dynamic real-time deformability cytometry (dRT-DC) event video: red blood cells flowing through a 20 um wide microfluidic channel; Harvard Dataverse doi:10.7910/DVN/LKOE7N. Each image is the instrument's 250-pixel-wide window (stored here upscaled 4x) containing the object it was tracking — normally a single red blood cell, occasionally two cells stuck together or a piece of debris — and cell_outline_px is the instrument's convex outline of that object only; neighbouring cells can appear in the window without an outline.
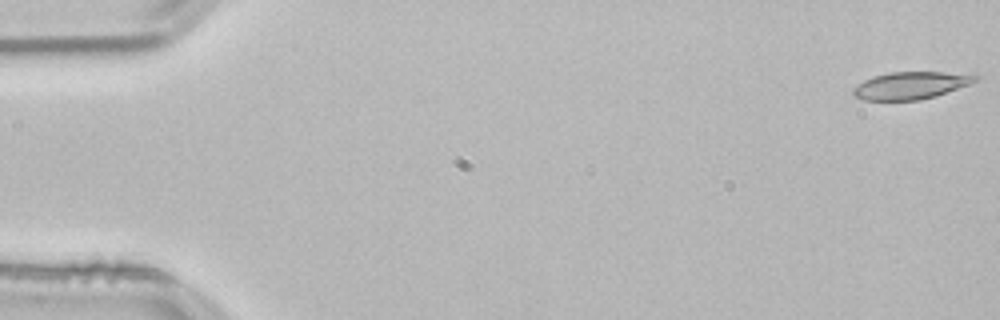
{"species": "common noctule bat (a hibernating species)", "species_latin": "Nyctalus noctula", "temperature_condition": "room temperature", "stored_images_in_passage": 53, "camera_frame_rate_fps": 3000, "um_per_image_px": 0.085, "animal": {"sex": "male", "body_mass_g": 21.5, "forearm_length_mm": 52.0}, "frame": {"image": 1, "passage_image": 1, "time_ms": 0.0, "image_size_px": [1000, 320], "cell_outline_px": [[980, 80], [936, 96], [920, 100], [864, 100], [856, 96], [852, 92], [852, 88], [864, 80], [872, 76], [892, 72], [972, 72], [980, 76]], "centroid_in_image_um": [77.5, 7.24], "position_along_channel_um": 7.5, "area_um2": 19.77}}
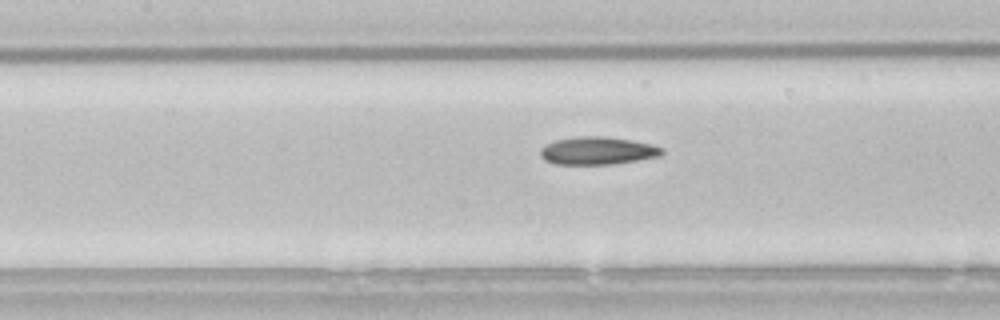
{"frame": {"image": 2, "passage_image": 24, "time_ms": 7.667, "image_size_px": [1000, 320], "cell_outline_px": [[664, 152], [660, 156], [612, 164], [556, 164], [544, 160], [540, 156], [540, 148], [556, 140], [580, 136], [604, 136], [632, 140], [652, 144], [664, 148]], "centroid_in_image_um": [50.81, 12.81], "position_along_channel_um": 156.6, "area_um2": 19.65}}
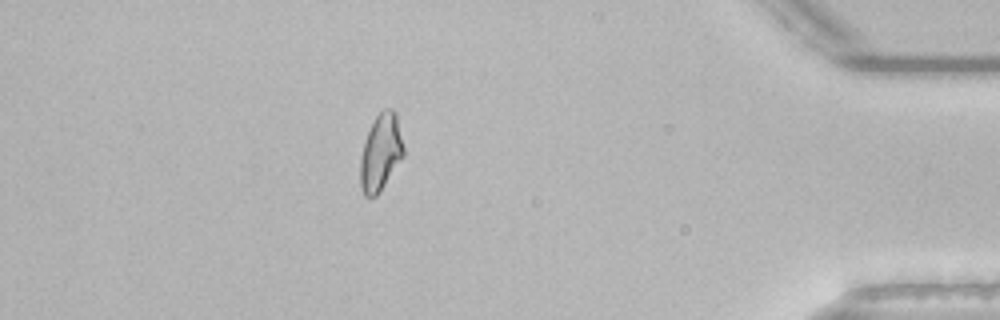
{"frame": {"image": 3, "passage_image": 47, "time_ms": 15.333, "image_size_px": [1000, 320], "cell_outline_px": [[404, 156], [380, 192], [376, 196], [364, 196], [360, 184], [360, 156], [364, 140], [376, 116], [384, 108], [392, 108], [396, 112], [404, 148]], "centroid_in_image_um": [32.36, 12.96], "position_along_channel_um": 402.8, "area_um2": 19.48}, "authors_computed_cell_mechanics": {"area_um2": 19.4786, "velocity_mm_per_s": 3.8076, "shape_relaxation_time_tau1_ms": 7.871, "shape_relaxation_time_tau2_ms": 3.0283, "deformation_change_tau1": 0.1783, "deformation_change_tau2": 0.0959}}